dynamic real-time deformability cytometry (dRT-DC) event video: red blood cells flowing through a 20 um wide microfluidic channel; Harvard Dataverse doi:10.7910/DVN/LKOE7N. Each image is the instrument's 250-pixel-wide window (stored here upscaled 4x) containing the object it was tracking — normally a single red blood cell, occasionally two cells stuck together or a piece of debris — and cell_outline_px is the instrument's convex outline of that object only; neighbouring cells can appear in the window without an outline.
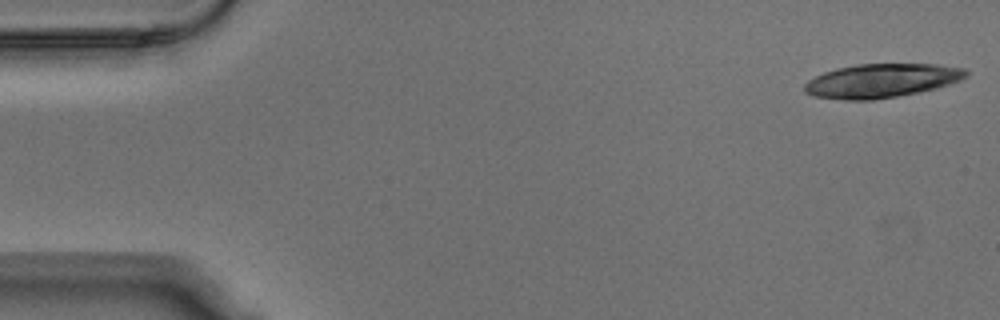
{"species": "Egyptian fruit bat (a non-hibernating species)", "species_latin": "Rousettus aegyptiacus", "temperature_condition": "warm", "stored_images_in_passage": 5, "segment_of_instrument_passage": [2, 2], "camera_frame_rate_fps": 3000, "um_per_image_px": 0.085, "animal": {"sex": "male"}, "frame": {"image": 1, "passage_image": 5, "time_ms": 1.333, "image_size_px": [1000, 320], "cell_outline_px": [[968, 76], [960, 80], [936, 88], [896, 96], [872, 100], [844, 100], [812, 96], [804, 92], [804, 84], [808, 80], [824, 72], [836, 68], [856, 64], [940, 64], [964, 68], [968, 72]], "centroid_in_image_um": [74.91, 6.85], "position_along_channel_um": 10.1, "area_um2": 31.91}}